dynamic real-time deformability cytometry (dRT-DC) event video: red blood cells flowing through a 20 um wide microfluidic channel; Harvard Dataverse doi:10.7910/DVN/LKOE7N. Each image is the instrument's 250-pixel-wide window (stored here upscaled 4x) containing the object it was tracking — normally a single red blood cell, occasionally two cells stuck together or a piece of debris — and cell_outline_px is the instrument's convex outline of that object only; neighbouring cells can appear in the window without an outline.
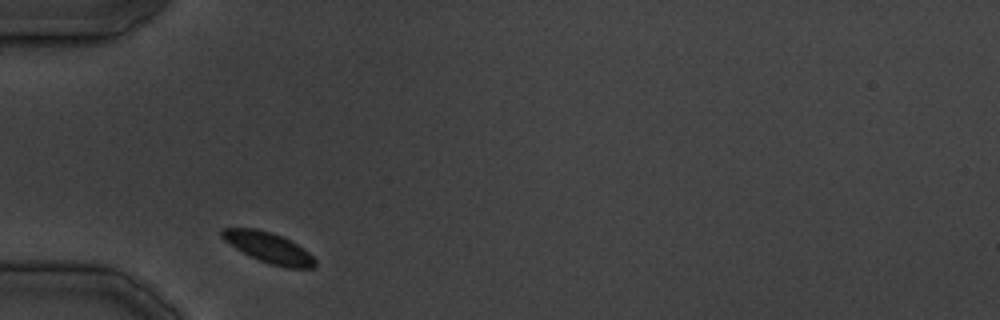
{"species": "common noctule bat (a hibernating species)", "species_latin": "Nyctalus noctula", "temperature_condition": "cold", "stored_images_in_passage": 22, "camera_frame_rate_fps": 3000, "um_per_image_px": 0.085, "animal": {"sex": "male", "body_mass_g": 19.5, "forearm_length_mm": 54.6}, "frame": {"image": 1, "passage_image": 1, "time_ms": 0.0, "image_size_px": [1000, 320], "cell_outline_px": [[316, 264], [312, 268], [288, 268], [268, 264], [236, 248], [224, 240], [220, 236], [220, 232], [224, 228], [256, 228], [272, 232], [296, 244], [308, 252], [316, 260]], "centroid_in_image_um": [22.83, 21.05], "position_along_channel_um": 62.2, "area_um2": 16.3}}
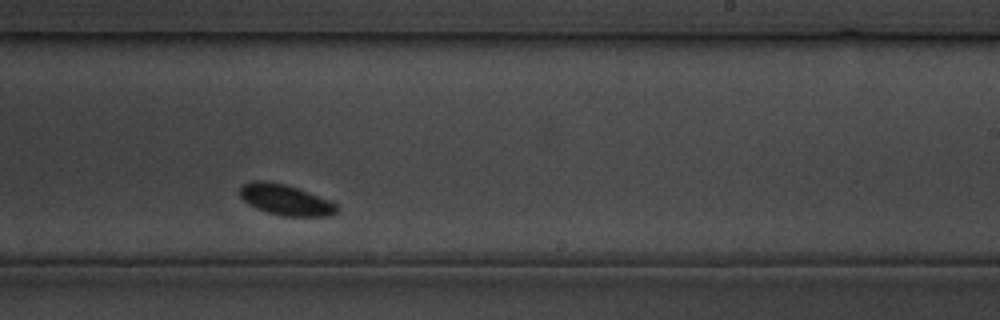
{"frame": {"image": 2, "passage_image": 13, "time_ms": 15.667, "image_size_px": [1000, 320], "cell_outline_px": [[340, 208], [332, 216], [284, 216], [268, 212], [256, 208], [248, 204], [240, 196], [240, 188], [244, 184], [252, 180], [268, 180], [284, 184], [296, 188], [336, 204]], "centroid_in_image_um": [24.24, 16.99], "position_along_channel_um": 264.8, "area_um2": 17.11}}